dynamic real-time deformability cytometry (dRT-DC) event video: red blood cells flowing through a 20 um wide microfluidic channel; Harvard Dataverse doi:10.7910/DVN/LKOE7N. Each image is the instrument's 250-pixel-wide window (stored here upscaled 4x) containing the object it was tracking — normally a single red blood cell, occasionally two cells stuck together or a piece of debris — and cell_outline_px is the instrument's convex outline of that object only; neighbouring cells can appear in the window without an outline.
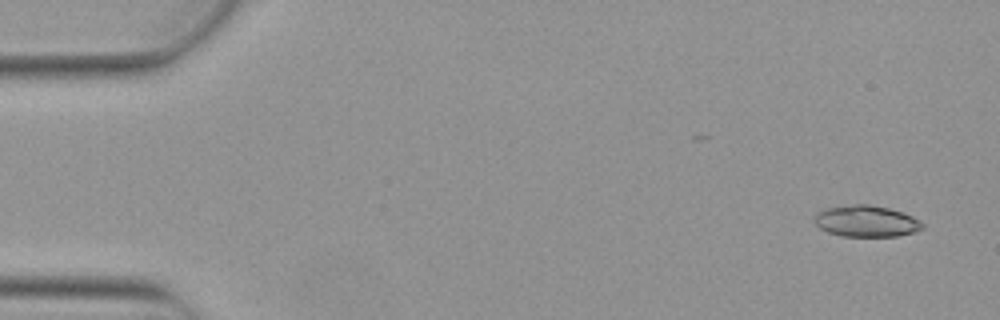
{"species": "Egyptian fruit bat (a non-hibernating species)", "species_latin": "Rousettus aegyptiacus", "temperature_condition": "warm", "stored_images_in_passage": 7, "camera_frame_rate_fps": 3000, "um_per_image_px": 0.085, "animal": {"sex": "female"}, "frame": {"image": 1, "passage_image": 1, "time_ms": 0.0, "image_size_px": [1000, 320], "cell_outline_px": [[924, 228], [912, 232], [896, 236], [840, 236], [828, 232], [820, 228], [816, 224], [816, 216], [820, 212], [828, 208], [856, 204], [868, 204], [888, 208], [912, 216], [920, 220], [924, 224]], "centroid_in_image_um": [73.67, 18.81], "position_along_channel_um": 11.3, "area_um2": 19.36}}
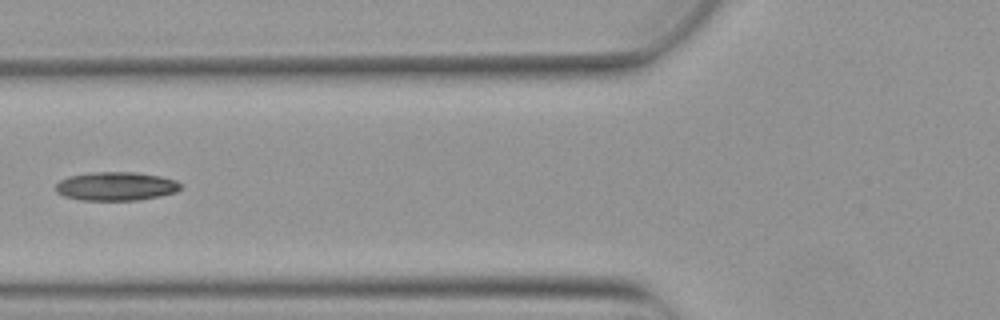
{"frame": {"image": 2, "passage_image": 6, "time_ms": 1.667, "image_size_px": [1000, 320], "cell_outline_px": [[180, 188], [176, 192], [160, 196], [140, 200], [80, 200], [64, 196], [56, 192], [56, 184], [60, 180], [68, 176], [92, 172], [136, 172], [160, 176], [176, 180], [180, 184]], "centroid_in_image_um": [9.85, 15.83], "position_along_channel_um": 116.0, "area_um2": 20.92}}
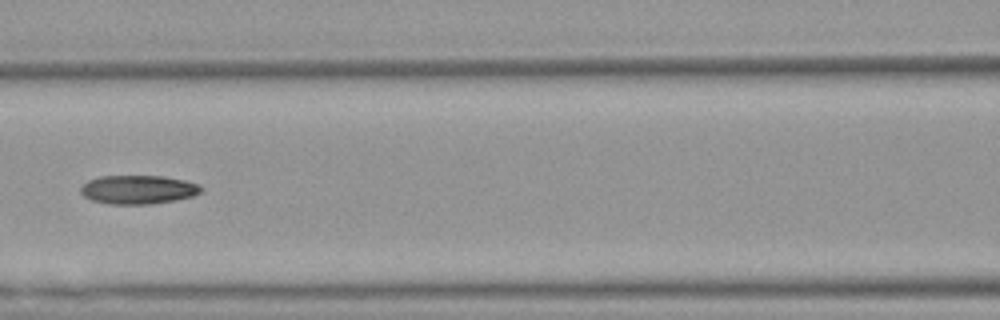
{"frame": {"image": 3, "passage_image": 7, "time_ms": 2.0, "image_size_px": [1000, 320], "cell_outline_px": [[204, 192], [192, 196], [176, 200], [152, 204], [108, 204], [92, 200], [84, 196], [80, 192], [80, 184], [88, 180], [100, 176], [164, 176], [184, 180], [200, 184], [204, 188]], "centroid_in_image_um": [11.76, 16.11], "position_along_channel_um": 154.8, "area_um2": 20.52}}